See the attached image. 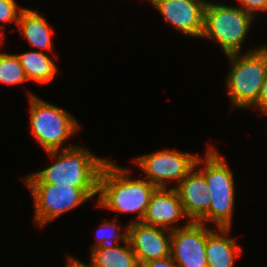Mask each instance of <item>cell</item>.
<instances>
[{
	"label": "cell",
	"mask_w": 267,
	"mask_h": 267,
	"mask_svg": "<svg viewBox=\"0 0 267 267\" xmlns=\"http://www.w3.org/2000/svg\"><path fill=\"white\" fill-rule=\"evenodd\" d=\"M46 153L56 160L50 166L23 177L25 184L98 188L101 169L108 159L98 157L86 146L79 145Z\"/></svg>",
	"instance_id": "6da1fadb"
},
{
	"label": "cell",
	"mask_w": 267,
	"mask_h": 267,
	"mask_svg": "<svg viewBox=\"0 0 267 267\" xmlns=\"http://www.w3.org/2000/svg\"><path fill=\"white\" fill-rule=\"evenodd\" d=\"M107 160L99 175L97 206L120 213H137L141 222L156 187L147 179H132L130 169Z\"/></svg>",
	"instance_id": "7a4b0ae2"
},
{
	"label": "cell",
	"mask_w": 267,
	"mask_h": 267,
	"mask_svg": "<svg viewBox=\"0 0 267 267\" xmlns=\"http://www.w3.org/2000/svg\"><path fill=\"white\" fill-rule=\"evenodd\" d=\"M203 158H197L195 167L203 174L210 196L209 222L220 228H232L235 204L234 171L214 146ZM201 166V168H200Z\"/></svg>",
	"instance_id": "3957f363"
},
{
	"label": "cell",
	"mask_w": 267,
	"mask_h": 267,
	"mask_svg": "<svg viewBox=\"0 0 267 267\" xmlns=\"http://www.w3.org/2000/svg\"><path fill=\"white\" fill-rule=\"evenodd\" d=\"M242 53L226 55L230 63L226 89L232 108L253 109L267 76V61L257 47Z\"/></svg>",
	"instance_id": "277c9868"
},
{
	"label": "cell",
	"mask_w": 267,
	"mask_h": 267,
	"mask_svg": "<svg viewBox=\"0 0 267 267\" xmlns=\"http://www.w3.org/2000/svg\"><path fill=\"white\" fill-rule=\"evenodd\" d=\"M30 127L33 135L45 152L68 149L76 146L64 142L80 130V124L67 110L50 104L46 100L28 92ZM64 146V148H63Z\"/></svg>",
	"instance_id": "5b68a950"
},
{
	"label": "cell",
	"mask_w": 267,
	"mask_h": 267,
	"mask_svg": "<svg viewBox=\"0 0 267 267\" xmlns=\"http://www.w3.org/2000/svg\"><path fill=\"white\" fill-rule=\"evenodd\" d=\"M255 19L239 6L215 4L207 0L201 38L216 41L225 56L241 53L242 45L248 38L247 34Z\"/></svg>",
	"instance_id": "8992f818"
},
{
	"label": "cell",
	"mask_w": 267,
	"mask_h": 267,
	"mask_svg": "<svg viewBox=\"0 0 267 267\" xmlns=\"http://www.w3.org/2000/svg\"><path fill=\"white\" fill-rule=\"evenodd\" d=\"M33 196L34 223L44 227L55 218L98 195V188H75L54 184H26Z\"/></svg>",
	"instance_id": "52a82bcc"
},
{
	"label": "cell",
	"mask_w": 267,
	"mask_h": 267,
	"mask_svg": "<svg viewBox=\"0 0 267 267\" xmlns=\"http://www.w3.org/2000/svg\"><path fill=\"white\" fill-rule=\"evenodd\" d=\"M198 157L176 149H162L132 160L145 173V179L156 188H168L167 182L170 181L176 182L175 188L195 167Z\"/></svg>",
	"instance_id": "ba28073f"
},
{
	"label": "cell",
	"mask_w": 267,
	"mask_h": 267,
	"mask_svg": "<svg viewBox=\"0 0 267 267\" xmlns=\"http://www.w3.org/2000/svg\"><path fill=\"white\" fill-rule=\"evenodd\" d=\"M171 231V257L179 267H208L206 238L213 230L200 222H186Z\"/></svg>",
	"instance_id": "9c48e42d"
},
{
	"label": "cell",
	"mask_w": 267,
	"mask_h": 267,
	"mask_svg": "<svg viewBox=\"0 0 267 267\" xmlns=\"http://www.w3.org/2000/svg\"><path fill=\"white\" fill-rule=\"evenodd\" d=\"M206 0H154L152 5L165 22L188 37L201 38Z\"/></svg>",
	"instance_id": "30bf717a"
},
{
	"label": "cell",
	"mask_w": 267,
	"mask_h": 267,
	"mask_svg": "<svg viewBox=\"0 0 267 267\" xmlns=\"http://www.w3.org/2000/svg\"><path fill=\"white\" fill-rule=\"evenodd\" d=\"M127 240L140 267L149 261L171 255V231L142 222L128 224Z\"/></svg>",
	"instance_id": "8fae6325"
},
{
	"label": "cell",
	"mask_w": 267,
	"mask_h": 267,
	"mask_svg": "<svg viewBox=\"0 0 267 267\" xmlns=\"http://www.w3.org/2000/svg\"><path fill=\"white\" fill-rule=\"evenodd\" d=\"M190 222H209L210 196L203 174L194 167L175 187Z\"/></svg>",
	"instance_id": "7c38bea8"
},
{
	"label": "cell",
	"mask_w": 267,
	"mask_h": 267,
	"mask_svg": "<svg viewBox=\"0 0 267 267\" xmlns=\"http://www.w3.org/2000/svg\"><path fill=\"white\" fill-rule=\"evenodd\" d=\"M184 218L187 216L175 188H156L151 195L146 214L141 222L173 231L181 228L175 225Z\"/></svg>",
	"instance_id": "4fadbf2b"
},
{
	"label": "cell",
	"mask_w": 267,
	"mask_h": 267,
	"mask_svg": "<svg viewBox=\"0 0 267 267\" xmlns=\"http://www.w3.org/2000/svg\"><path fill=\"white\" fill-rule=\"evenodd\" d=\"M231 228L214 227L206 238V258L208 267H234L241 255V246L237 239L230 237Z\"/></svg>",
	"instance_id": "5bb4252c"
},
{
	"label": "cell",
	"mask_w": 267,
	"mask_h": 267,
	"mask_svg": "<svg viewBox=\"0 0 267 267\" xmlns=\"http://www.w3.org/2000/svg\"><path fill=\"white\" fill-rule=\"evenodd\" d=\"M17 27L20 34L23 35L31 48H39L46 51H52V37L54 31L48 24L45 17L36 10L24 8L19 16Z\"/></svg>",
	"instance_id": "9a60e30c"
},
{
	"label": "cell",
	"mask_w": 267,
	"mask_h": 267,
	"mask_svg": "<svg viewBox=\"0 0 267 267\" xmlns=\"http://www.w3.org/2000/svg\"><path fill=\"white\" fill-rule=\"evenodd\" d=\"M24 69L28 82L49 83L58 73V65L44 51H26L16 54Z\"/></svg>",
	"instance_id": "2e32d148"
},
{
	"label": "cell",
	"mask_w": 267,
	"mask_h": 267,
	"mask_svg": "<svg viewBox=\"0 0 267 267\" xmlns=\"http://www.w3.org/2000/svg\"><path fill=\"white\" fill-rule=\"evenodd\" d=\"M114 248L97 247L90 252L94 267H140L136 254L127 240Z\"/></svg>",
	"instance_id": "e0dca14e"
},
{
	"label": "cell",
	"mask_w": 267,
	"mask_h": 267,
	"mask_svg": "<svg viewBox=\"0 0 267 267\" xmlns=\"http://www.w3.org/2000/svg\"><path fill=\"white\" fill-rule=\"evenodd\" d=\"M117 217H114V219L111 220H106L102 222V224L96 229L97 234H96V243L92 244L90 246V251L92 249H95L97 247H103V248H114L118 246L119 244L125 243L127 241V228H128V223L124 227V233L121 231V226L120 224L116 221ZM119 224V225H118ZM120 227V228H119ZM122 233V234H121Z\"/></svg>",
	"instance_id": "ac0fdd59"
},
{
	"label": "cell",
	"mask_w": 267,
	"mask_h": 267,
	"mask_svg": "<svg viewBox=\"0 0 267 267\" xmlns=\"http://www.w3.org/2000/svg\"><path fill=\"white\" fill-rule=\"evenodd\" d=\"M28 81L24 69L16 54L1 52L0 54V83L16 85Z\"/></svg>",
	"instance_id": "d6986e66"
},
{
	"label": "cell",
	"mask_w": 267,
	"mask_h": 267,
	"mask_svg": "<svg viewBox=\"0 0 267 267\" xmlns=\"http://www.w3.org/2000/svg\"><path fill=\"white\" fill-rule=\"evenodd\" d=\"M23 9L16 4L15 0H0V23L14 22L15 26H17L20 13Z\"/></svg>",
	"instance_id": "ffe728a7"
},
{
	"label": "cell",
	"mask_w": 267,
	"mask_h": 267,
	"mask_svg": "<svg viewBox=\"0 0 267 267\" xmlns=\"http://www.w3.org/2000/svg\"><path fill=\"white\" fill-rule=\"evenodd\" d=\"M240 8L254 18L258 13L267 12V0H236Z\"/></svg>",
	"instance_id": "44dd1931"
},
{
	"label": "cell",
	"mask_w": 267,
	"mask_h": 267,
	"mask_svg": "<svg viewBox=\"0 0 267 267\" xmlns=\"http://www.w3.org/2000/svg\"><path fill=\"white\" fill-rule=\"evenodd\" d=\"M253 108L258 109L262 114H267V76L262 85L258 101Z\"/></svg>",
	"instance_id": "7402d4cb"
},
{
	"label": "cell",
	"mask_w": 267,
	"mask_h": 267,
	"mask_svg": "<svg viewBox=\"0 0 267 267\" xmlns=\"http://www.w3.org/2000/svg\"><path fill=\"white\" fill-rule=\"evenodd\" d=\"M141 267H179L171 256L144 263Z\"/></svg>",
	"instance_id": "603a6c76"
},
{
	"label": "cell",
	"mask_w": 267,
	"mask_h": 267,
	"mask_svg": "<svg viewBox=\"0 0 267 267\" xmlns=\"http://www.w3.org/2000/svg\"><path fill=\"white\" fill-rule=\"evenodd\" d=\"M66 267H94V266L90 261L88 264H86L70 255H67Z\"/></svg>",
	"instance_id": "cb8c5ba5"
},
{
	"label": "cell",
	"mask_w": 267,
	"mask_h": 267,
	"mask_svg": "<svg viewBox=\"0 0 267 267\" xmlns=\"http://www.w3.org/2000/svg\"><path fill=\"white\" fill-rule=\"evenodd\" d=\"M257 49L264 55L267 61V45H261V47L259 46Z\"/></svg>",
	"instance_id": "d4e9b609"
},
{
	"label": "cell",
	"mask_w": 267,
	"mask_h": 267,
	"mask_svg": "<svg viewBox=\"0 0 267 267\" xmlns=\"http://www.w3.org/2000/svg\"><path fill=\"white\" fill-rule=\"evenodd\" d=\"M0 28L2 29V28H5V27L1 24ZM1 29H0V47H1L2 43H3V39L5 38L4 37L5 36L4 35L5 33L3 32L4 30H1Z\"/></svg>",
	"instance_id": "484cf974"
},
{
	"label": "cell",
	"mask_w": 267,
	"mask_h": 267,
	"mask_svg": "<svg viewBox=\"0 0 267 267\" xmlns=\"http://www.w3.org/2000/svg\"><path fill=\"white\" fill-rule=\"evenodd\" d=\"M148 2H150L152 4L154 2V0H148Z\"/></svg>",
	"instance_id": "4316f807"
}]
</instances>
